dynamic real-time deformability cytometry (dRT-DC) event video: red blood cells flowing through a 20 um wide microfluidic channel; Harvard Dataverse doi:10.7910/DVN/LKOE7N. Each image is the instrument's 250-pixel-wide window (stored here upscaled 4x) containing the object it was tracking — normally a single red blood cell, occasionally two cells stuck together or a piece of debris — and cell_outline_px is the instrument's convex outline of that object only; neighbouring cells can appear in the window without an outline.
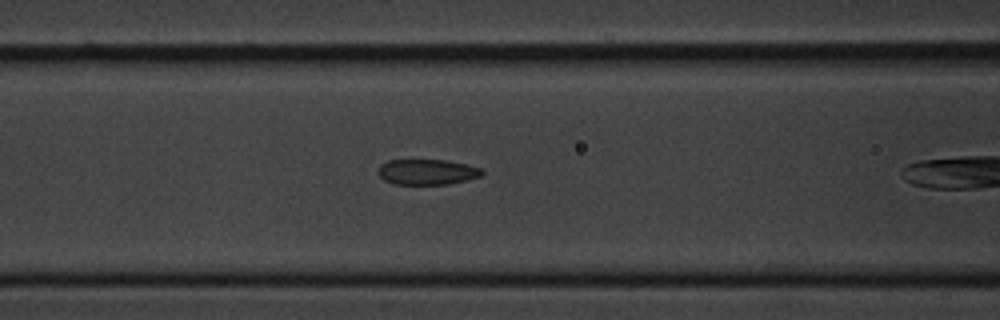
{"species": "common noctule bat (a hibernating species)", "species_latin": "Nyctalus noctula", "temperature_condition": "cold", "stored_images_in_passage": 17, "segment_of_instrument_passage": [2, 2], "camera_frame_rate_fps": 3000, "um_per_image_px": 0.085, "animal": {"sex": "male", "body_mass_g": 20.1, "forearm_length_mm": 53.5}, "frame": {"image": 1, "passage_image": 12, "time_ms": 3.667, "image_size_px": [1000, 320], "cell_outline_px": [[484, 172], [480, 176], [468, 180], [448, 184], [392, 184], [384, 180], [376, 172], [380, 164], [388, 160], [444, 160], [484, 168]], "centroid_in_image_um": [36.29, 14.62], "position_along_channel_um": 130.3, "area_um2": 15.55}}
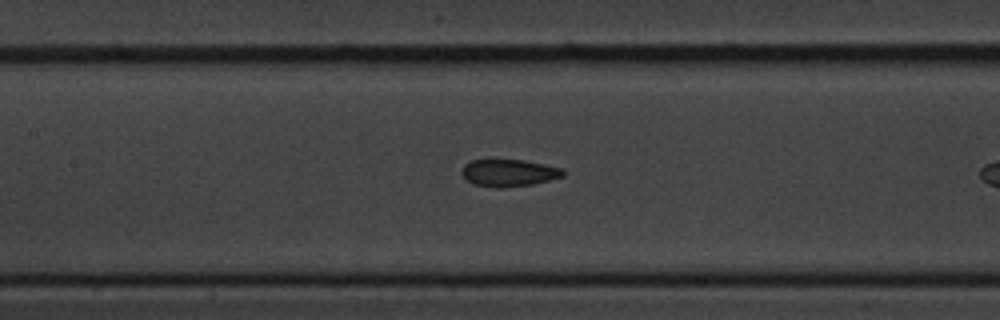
{"frame": {"image": 2, "passage_image": 15, "time_ms": 4.667, "image_size_px": [1000, 320], "cell_outline_px": [[564, 176], [532, 184], [500, 188], [496, 188], [472, 184], [460, 172], [464, 164], [472, 160], [524, 160], [564, 168]], "centroid_in_image_um": [43.25, 14.69], "position_along_channel_um": 164.2, "area_um2": 16.01}}